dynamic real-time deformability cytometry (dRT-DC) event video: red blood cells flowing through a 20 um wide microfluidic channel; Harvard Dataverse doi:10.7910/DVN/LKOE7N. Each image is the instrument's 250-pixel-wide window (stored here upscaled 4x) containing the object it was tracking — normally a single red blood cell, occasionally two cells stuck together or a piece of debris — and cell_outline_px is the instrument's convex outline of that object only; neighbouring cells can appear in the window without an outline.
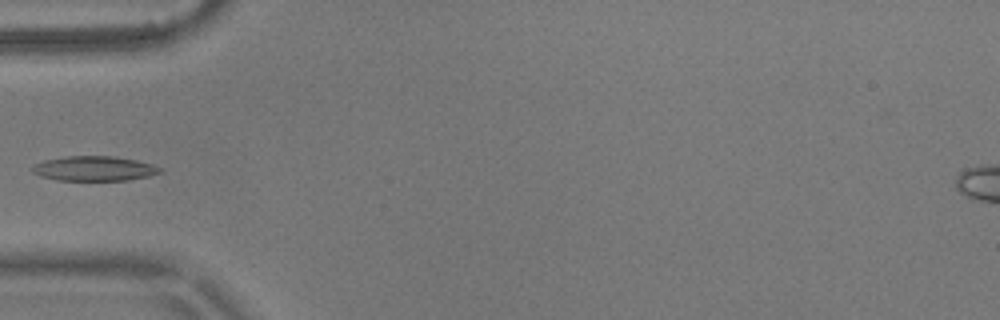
{"species": "common noctule bat (a hibernating species)", "species_latin": "Nyctalus noctula", "temperature_condition": "warm", "stored_images_in_passage": 5, "camera_frame_rate_fps": 3000, "um_per_image_px": 0.085, "animal": {"sex": "male", "body_mass_g": 17.9}, "frame": {"image": 1, "passage_image": 5, "time_ms": 1.333, "image_size_px": [1000, 320], "cell_outline_px": [[164, 172], [148, 176], [128, 180], [56, 180], [40, 176], [32, 172], [32, 168], [36, 164], [44, 160], [68, 156], [112, 156], [136, 160], [152, 164], [164, 168]], "centroid_in_image_um": [8.05, 14.33], "position_along_channel_um": 76.9, "area_um2": 18.44}}